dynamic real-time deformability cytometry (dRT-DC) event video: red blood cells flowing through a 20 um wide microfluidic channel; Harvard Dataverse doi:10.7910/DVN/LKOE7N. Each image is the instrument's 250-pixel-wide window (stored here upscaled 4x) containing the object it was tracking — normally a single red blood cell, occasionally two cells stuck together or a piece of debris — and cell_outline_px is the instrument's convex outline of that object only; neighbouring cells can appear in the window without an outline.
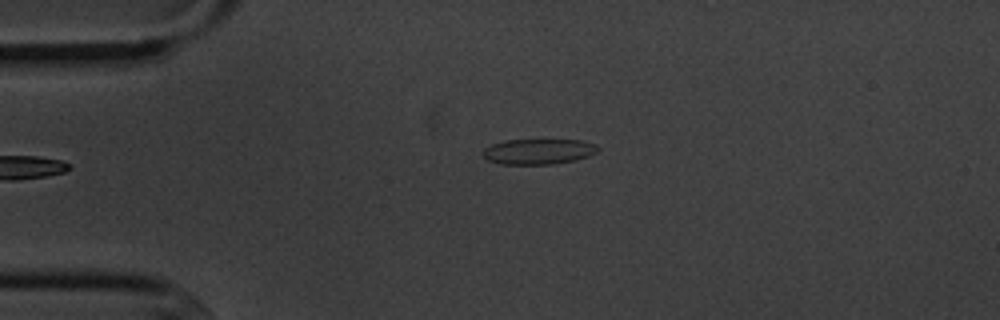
{"species": "common noctule bat (a hibernating species)", "species_latin": "Nyctalus noctula", "temperature_condition": "cold", "stored_images_in_passage": 5, "camera_frame_rate_fps": 3000, "um_per_image_px": 0.085, "animal": {"sex": "male", "body_mass_g": 20.1, "forearm_length_mm": 53.5}, "frame": {"image": 1, "passage_image": 5, "time_ms": 5.667, "image_size_px": [1000, 320], "cell_outline_px": [[600, 148], [596, 152], [588, 156], [576, 160], [552, 164], [500, 164], [488, 160], [480, 152], [484, 148], [492, 144], [504, 140], [584, 140], [596, 144]], "centroid_in_image_um": [45.76, 12.87], "position_along_channel_um": 39.2, "area_um2": 17.17}}